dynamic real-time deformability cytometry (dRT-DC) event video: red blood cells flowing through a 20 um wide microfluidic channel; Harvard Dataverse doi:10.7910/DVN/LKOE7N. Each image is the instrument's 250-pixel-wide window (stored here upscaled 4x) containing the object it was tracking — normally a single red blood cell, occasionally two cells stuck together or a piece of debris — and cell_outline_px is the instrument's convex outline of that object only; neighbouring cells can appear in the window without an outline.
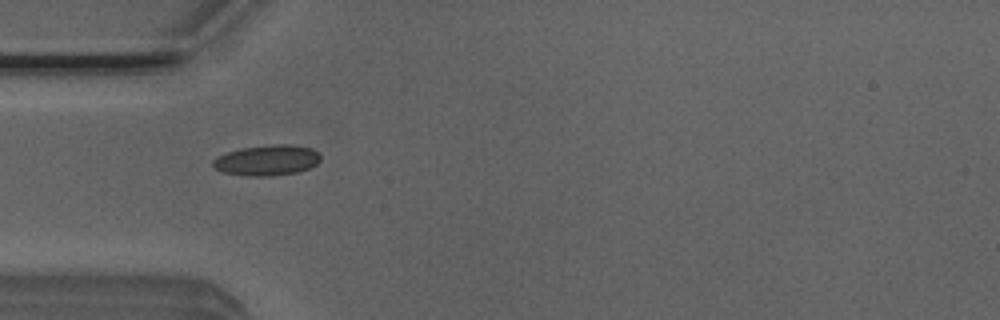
{"species": "Egyptian fruit bat (a non-hibernating species)", "species_latin": "Rousettus aegyptiacus", "temperature_condition": "room temperature", "stored_images_in_passage": 7, "camera_frame_rate_fps": 3000, "um_per_image_px": 0.085, "animal": {"sex": "male"}, "frame": {"image": 1, "passage_image": 1, "time_ms": 0.0, "image_size_px": [1000, 320], "cell_outline_px": [[320, 160], [316, 164], [308, 168], [296, 172], [272, 176], [248, 176], [224, 172], [216, 168], [212, 164], [212, 160], [228, 152], [240, 148], [272, 144], [292, 144], [312, 148], [320, 156]], "centroid_in_image_um": [22.71, 13.61], "position_along_channel_um": 62.3, "area_um2": 19.02}}
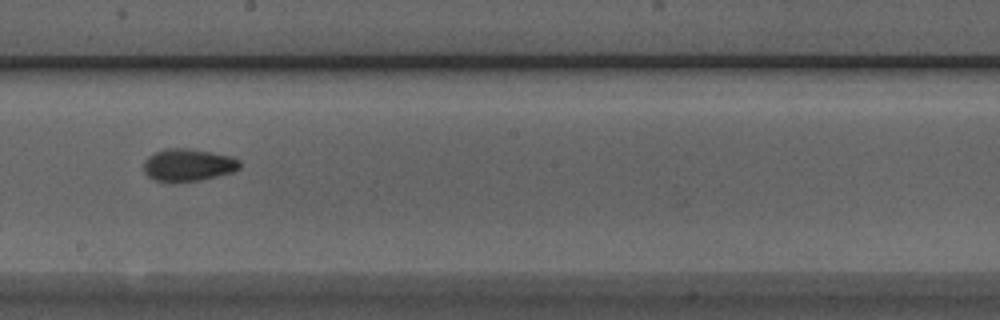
{"frame": {"image": 2, "passage_image": 5, "time_ms": 1.333, "image_size_px": [1000, 320], "cell_outline_px": [[240, 168], [232, 172], [200, 180], [172, 184], [156, 180], [148, 176], [144, 172], [144, 160], [148, 156], [164, 148], [188, 148], [232, 156], [240, 160]], "centroid_in_image_um": [15.97, 14.04], "position_along_channel_um": 232.2, "area_um2": 18.44}}
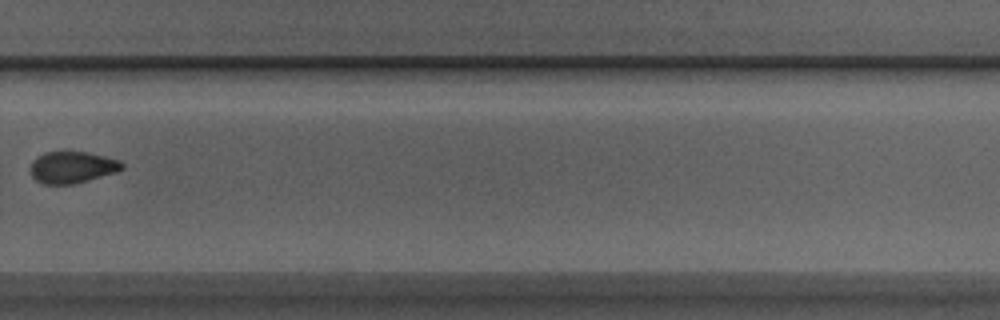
{"frame": {"image": 3, "passage_image": 7, "time_ms": 2.0, "image_size_px": [1000, 320], "cell_outline_px": [[124, 168], [116, 172], [72, 184], [44, 184], [36, 180], [32, 176], [28, 168], [32, 160], [44, 152], [88, 152], [120, 160], [124, 164]], "centroid_in_image_um": [6.11, 14.21], "position_along_channel_um": 323.7, "area_um2": 16.94}}